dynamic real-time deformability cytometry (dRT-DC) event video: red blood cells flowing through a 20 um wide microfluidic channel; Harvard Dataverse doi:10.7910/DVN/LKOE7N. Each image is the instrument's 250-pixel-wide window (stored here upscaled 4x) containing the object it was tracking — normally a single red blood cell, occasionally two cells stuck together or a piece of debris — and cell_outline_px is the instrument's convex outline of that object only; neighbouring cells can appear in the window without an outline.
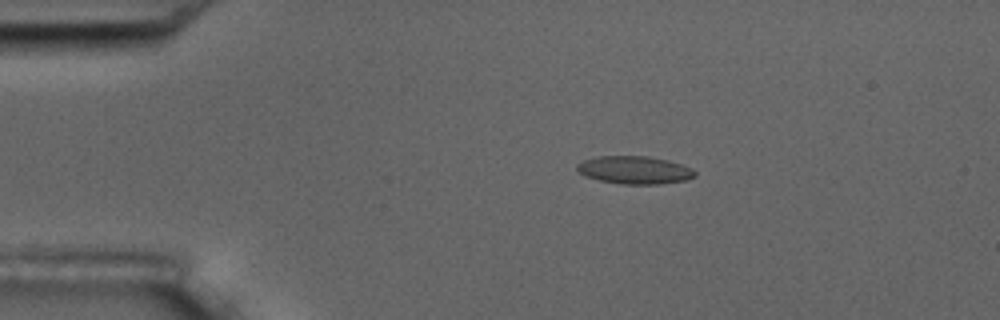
{"species": "common noctule bat (a hibernating species)", "species_latin": "Nyctalus noctula", "temperature_condition": "room temperature", "stored_images_in_passage": 15, "camera_frame_rate_fps": 3000, "um_per_image_px": 0.085, "animal": {"sex": "male", "body_mass_g": 17.5, "forearm_length_mm": 52.3}, "frame": {"image": 1, "passage_image": 3, "time_ms": 2.333, "image_size_px": [1000, 320], "cell_outline_px": [[696, 176], [684, 180], [660, 184], [624, 184], [600, 180], [584, 176], [576, 168], [576, 164], [584, 160], [600, 156], [648, 156], [668, 160], [692, 168], [696, 172]], "centroid_in_image_um": [53.94, 14.45], "position_along_channel_um": 31.1, "area_um2": 19.02}}
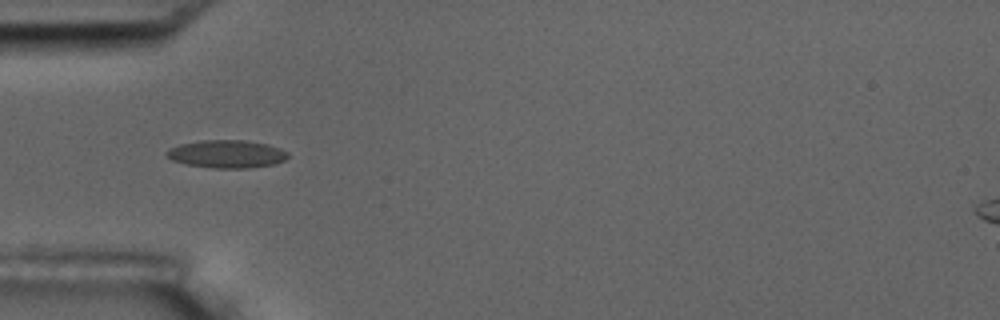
{"frame": {"image": 2, "passage_image": 5, "time_ms": 4.667, "image_size_px": [1000, 320], "cell_outline_px": [[288, 156], [284, 160], [272, 164], [248, 168], [212, 168], [184, 164], [172, 160], [164, 156], [164, 152], [168, 148], [180, 144], [200, 140], [244, 140], [268, 144], [280, 148], [288, 152]], "centroid_in_image_um": [19.21, 13.08], "position_along_channel_um": 65.8, "area_um2": 19.88}}
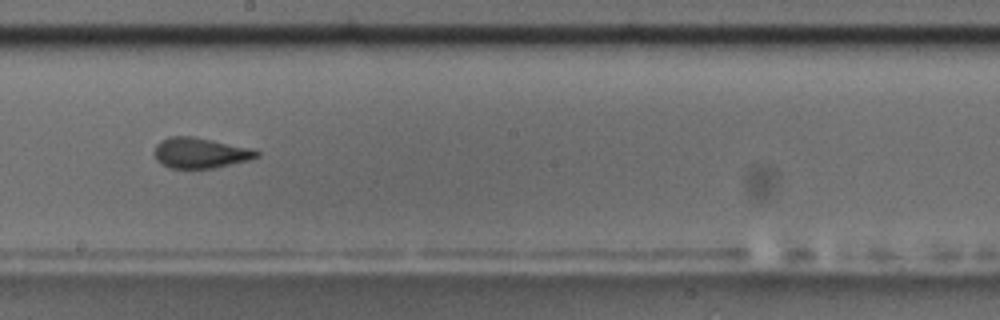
{"frame": {"image": 3, "passage_image": 9, "time_ms": 9.333, "image_size_px": [1000, 320], "cell_outline_px": [[260, 156], [248, 160], [212, 168], [168, 168], [160, 164], [156, 160], [152, 152], [156, 144], [160, 140], [168, 136], [192, 136], [256, 148], [260, 152]], "centroid_in_image_um": [17.0, 12.98], "position_along_channel_um": 231.2, "area_um2": 18.61}, "authors_computed_cell_mechanics": {"area_um2": 18.6694, "velocity_mm_per_s": 3.5631, "shape_relaxation_time_tau1_ms": 9.8264, "shape_relaxation_time_tau2_ms": 1.3113, "deformation_change_tau1": 0.2011, "deformation_change_tau2": 0.0588}}